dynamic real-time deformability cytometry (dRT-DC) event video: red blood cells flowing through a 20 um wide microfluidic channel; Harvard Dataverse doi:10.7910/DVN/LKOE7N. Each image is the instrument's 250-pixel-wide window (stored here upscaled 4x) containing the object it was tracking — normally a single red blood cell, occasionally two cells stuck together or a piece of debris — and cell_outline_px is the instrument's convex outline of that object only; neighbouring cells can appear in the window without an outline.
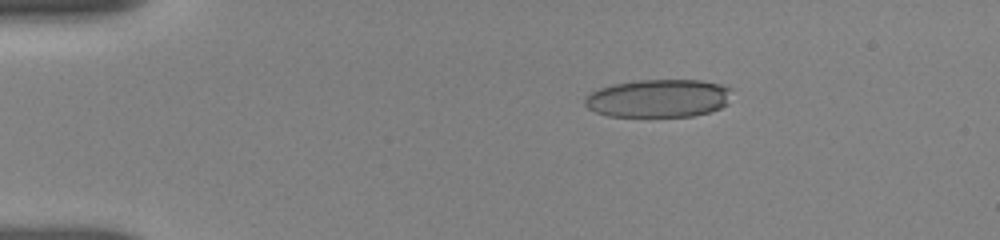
{"species": "human", "species_latin": "Homo sapiens", "temperature_condition": "room temperature", "stored_images_in_passage": 13, "camera_frame_rate_fps": 3000, "um_per_image_px": 0.085, "donor": {"sex": "female"}, "frame": {"image": 1, "passage_image": 1, "time_ms": 0.0, "image_size_px": [1000, 240], "cell_outline_px": [[732, 88], [728, 104], [720, 108], [708, 112], [692, 116], [608, 116], [596, 112], [588, 108], [584, 104], [584, 96], [600, 88], [612, 84], [636, 80], [700, 80], [720, 84]], "centroid_in_image_um": [55.97, 8.35], "position_along_channel_um": 29.0, "area_um2": 32.71}}
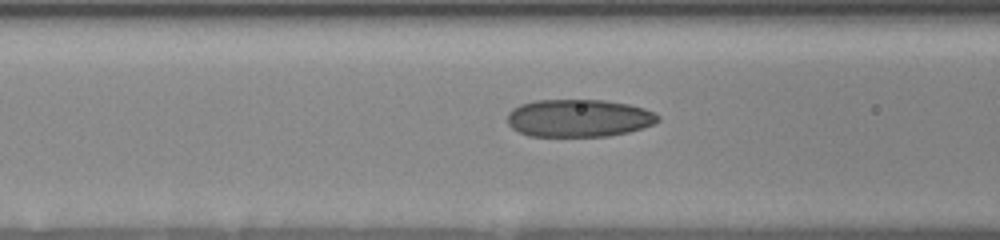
{"frame": {"image": 2, "passage_image": 8, "time_ms": 4.0, "image_size_px": [1000, 240], "cell_outline_px": [[660, 120], [652, 124], [628, 132], [608, 136], [528, 136], [512, 128], [508, 124], [508, 112], [512, 108], [520, 104], [536, 100], [604, 100], [628, 104], [644, 108], [660, 116]], "centroid_in_image_um": [49.17, 10.03], "position_along_channel_um": 117.4, "area_um2": 33.0}}
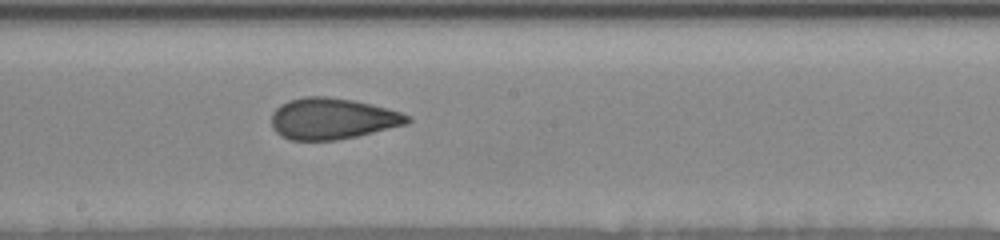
{"frame": {"image": 3, "passage_image": 13, "time_ms": 6.667, "image_size_px": [1000, 240], "cell_outline_px": [[412, 120], [408, 124], [356, 136], [336, 140], [292, 140], [280, 136], [272, 128], [272, 112], [280, 104], [288, 100], [304, 96], [328, 96], [352, 100], [400, 112], [412, 116]], "centroid_in_image_um": [28.23, 10.08], "position_along_channel_um": 220.0, "area_um2": 32.66}}